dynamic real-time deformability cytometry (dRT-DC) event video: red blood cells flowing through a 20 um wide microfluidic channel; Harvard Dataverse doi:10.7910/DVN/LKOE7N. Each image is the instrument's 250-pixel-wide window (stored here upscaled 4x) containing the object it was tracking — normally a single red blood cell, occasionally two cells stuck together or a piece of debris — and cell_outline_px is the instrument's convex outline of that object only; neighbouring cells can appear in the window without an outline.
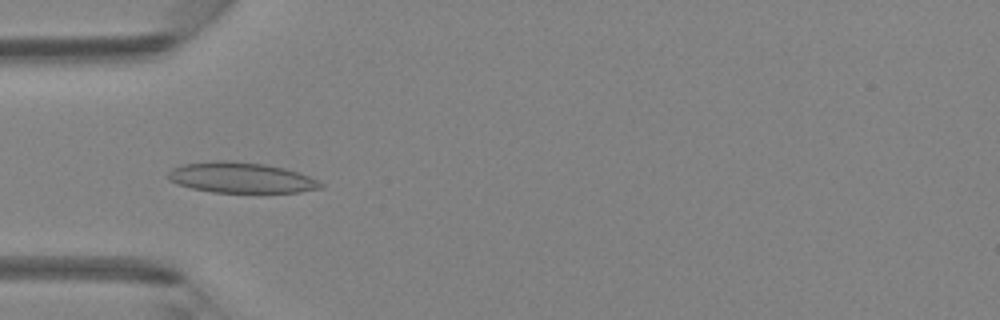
{"species": "Egyptian fruit bat (a non-hibernating species)", "species_latin": "Rousettus aegyptiacus", "temperature_condition": "room temperature", "stored_images_in_passage": 5, "camera_frame_rate_fps": 3000, "um_per_image_px": 0.085, "animal": {"sex": "female"}, "frame": {"image": 1, "passage_image": 4, "time_ms": 3.333, "image_size_px": [1000, 320], "cell_outline_px": [[324, 188], [300, 192], [212, 192], [192, 188], [168, 180], [168, 172], [172, 168], [184, 164], [216, 160], [228, 160], [264, 164], [284, 168], [308, 176], [324, 184]], "centroid_in_image_um": [20.49, 15.1], "position_along_channel_um": 64.5, "area_um2": 26.99}}
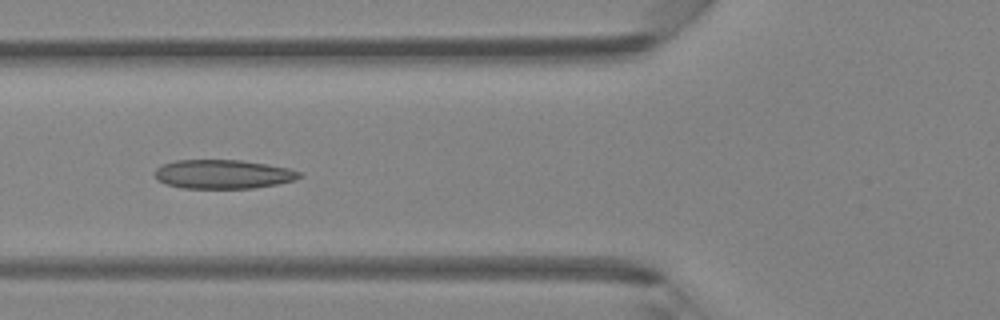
{"frame": {"image": 2, "passage_image": 5, "time_ms": 4.333, "image_size_px": [1000, 320], "cell_outline_px": [[304, 176], [296, 180], [276, 184], [252, 188], [180, 188], [164, 184], [156, 180], [152, 172], [160, 164], [176, 160], [240, 160], [268, 164], [288, 168], [300, 172]], "centroid_in_image_um": [18.9, 14.8], "position_along_channel_um": 106.9, "area_um2": 24.8}}